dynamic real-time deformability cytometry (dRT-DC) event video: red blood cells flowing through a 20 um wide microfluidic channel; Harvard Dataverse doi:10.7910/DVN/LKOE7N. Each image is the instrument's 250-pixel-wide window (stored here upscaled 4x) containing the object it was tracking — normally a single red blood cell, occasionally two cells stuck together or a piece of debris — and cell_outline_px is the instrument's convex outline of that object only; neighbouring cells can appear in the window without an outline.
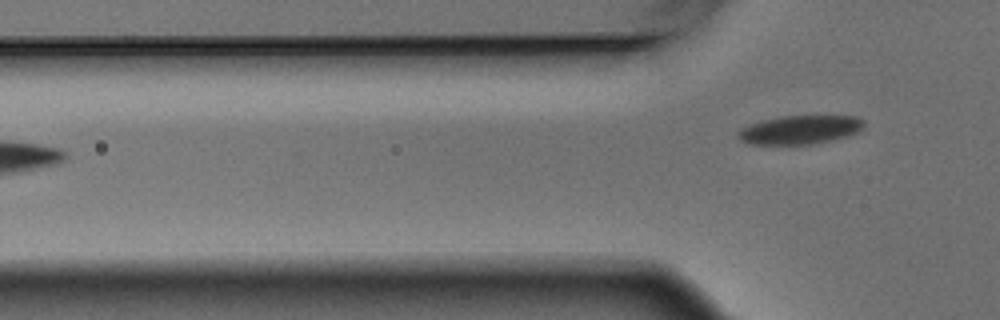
{"species": "Egyptian fruit bat (a non-hibernating species)", "species_latin": "Rousettus aegyptiacus", "temperature_condition": "warm", "stored_images_in_passage": 6, "camera_frame_rate_fps": 3000, "um_per_image_px": 0.085, "animal": {"sex": "male"}, "frame": {"image": 1, "passage_image": 6, "time_ms": 1.667, "image_size_px": [1000, 320], "cell_outline_px": [[864, 124], [860, 132], [848, 136], [832, 140], [812, 144], [748, 144], [740, 140], [736, 136], [736, 132], [740, 128], [760, 120], [780, 116], [856, 116], [864, 120]], "centroid_in_image_um": [67.97, 11.03], "position_along_channel_um": 57.8, "area_um2": 21.33}}